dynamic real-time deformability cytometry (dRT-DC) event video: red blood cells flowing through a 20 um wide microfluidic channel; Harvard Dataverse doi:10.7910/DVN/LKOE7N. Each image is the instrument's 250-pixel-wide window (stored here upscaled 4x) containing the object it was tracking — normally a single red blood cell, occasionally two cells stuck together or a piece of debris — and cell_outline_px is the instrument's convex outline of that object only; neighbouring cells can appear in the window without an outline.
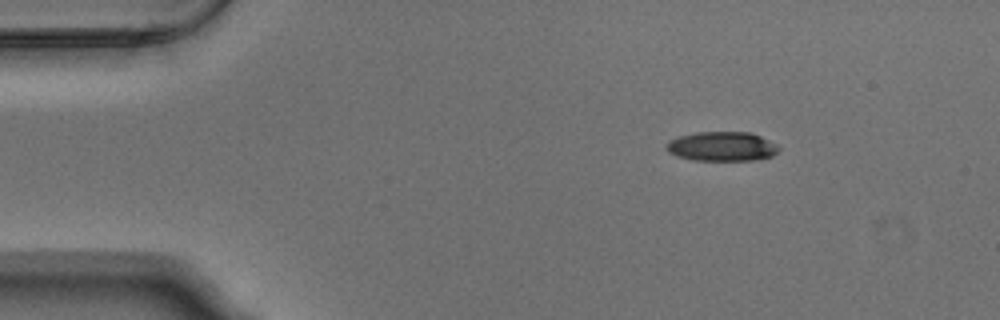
{"species": "Egyptian fruit bat (a non-hibernating species)", "species_latin": "Rousettus aegyptiacus", "temperature_condition": "warm", "stored_images_in_passage": 5, "segment_of_instrument_passage": [1, 2], "camera_frame_rate_fps": 3000, "um_per_image_px": 0.085, "animal": {"sex": "male"}, "frame": {"image": 1, "passage_image": 2, "time_ms": 0.333, "image_size_px": [1000, 320], "cell_outline_px": [[780, 148], [772, 156], [752, 160], [692, 160], [676, 156], [668, 152], [664, 148], [668, 140], [680, 136], [696, 132], [752, 132], [776, 144]], "centroid_in_image_um": [61.32, 12.44], "position_along_channel_um": 23.7, "area_um2": 19.31}}